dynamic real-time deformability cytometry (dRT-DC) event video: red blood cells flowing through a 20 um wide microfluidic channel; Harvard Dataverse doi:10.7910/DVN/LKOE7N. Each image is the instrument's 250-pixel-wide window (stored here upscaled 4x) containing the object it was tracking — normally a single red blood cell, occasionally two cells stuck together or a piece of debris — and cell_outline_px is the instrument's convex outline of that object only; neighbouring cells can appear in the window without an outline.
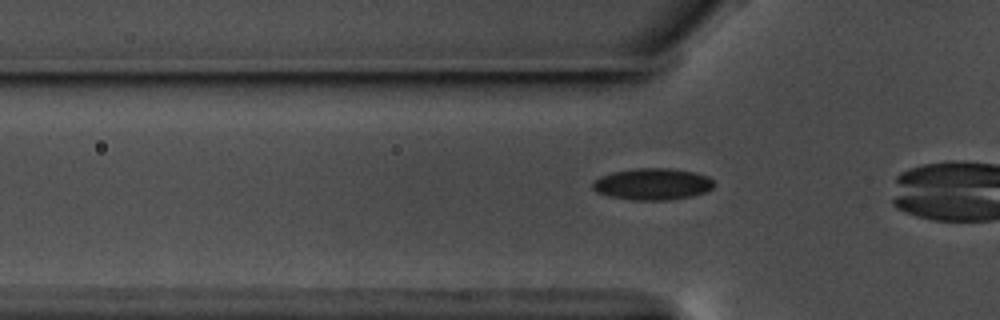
{"species": "common noctule bat (a hibernating species)", "species_latin": "Nyctalus noctula", "temperature_condition": "warm", "stored_images_in_passage": 35, "camera_frame_rate_fps": 3000, "um_per_image_px": 0.085, "animal": {"sex": "male", "body_mass_g": 17.5, "forearm_length_mm": 52.3}, "frame": {"image": 1, "passage_image": 8, "time_ms": 2.333, "image_size_px": [1000, 320], "cell_outline_px": [[716, 184], [712, 188], [704, 192], [692, 196], [668, 200], [632, 200], [612, 196], [596, 192], [592, 188], [592, 184], [600, 176], [612, 172], [636, 168], [668, 168], [692, 172], [708, 176]], "centroid_in_image_um": [55.47, 15.65], "position_along_channel_um": 70.3, "area_um2": 22.25}}
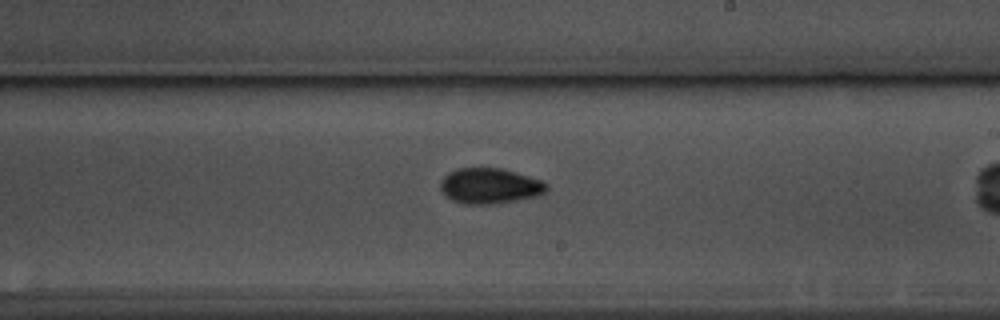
{"frame": {"image": 2, "passage_image": 23, "time_ms": 7.333, "image_size_px": [1000, 320], "cell_outline_px": [[548, 188], [544, 192], [536, 196], [516, 200], [492, 204], [464, 204], [452, 200], [440, 188], [440, 184], [444, 176], [448, 172], [456, 168], [500, 168], [516, 172], [540, 180], [548, 184]], "centroid_in_image_um": [41.62, 15.79], "position_along_channel_um": 247.4, "area_um2": 21.79}}
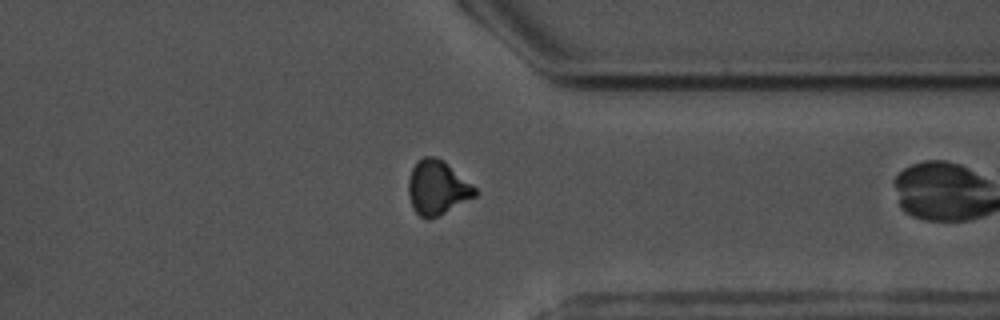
{"frame": {"image": 3, "passage_image": 34, "time_ms": 11.0, "image_size_px": [1000, 320], "cell_outline_px": [[476, 196], [428, 220], [420, 216], [416, 212], [408, 196], [408, 180], [412, 168], [416, 160], [424, 156], [436, 156], [444, 160], [476, 188]], "centroid_in_image_um": [37.14, 15.91], "position_along_channel_um": 374.3, "area_um2": 20.92}}